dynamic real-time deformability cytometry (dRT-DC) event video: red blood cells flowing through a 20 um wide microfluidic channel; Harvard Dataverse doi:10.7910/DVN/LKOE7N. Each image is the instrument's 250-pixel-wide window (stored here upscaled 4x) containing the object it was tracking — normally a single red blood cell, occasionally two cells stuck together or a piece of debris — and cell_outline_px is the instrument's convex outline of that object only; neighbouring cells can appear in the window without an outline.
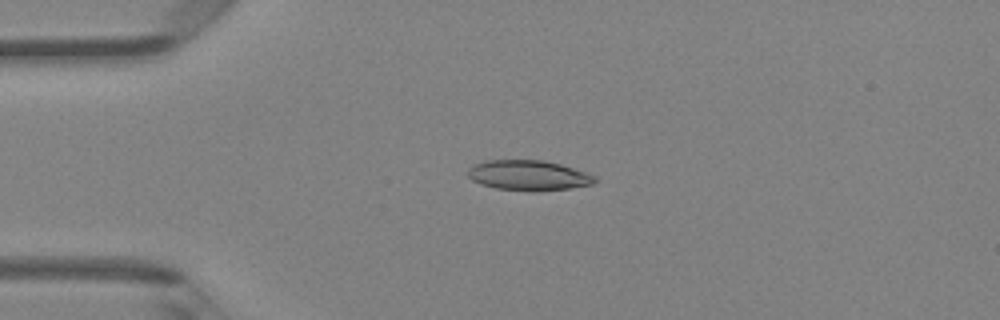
{"species": "Egyptian fruit bat (a non-hibernating species)", "species_latin": "Rousettus aegyptiacus", "temperature_condition": "room temperature", "stored_images_in_passage": 38, "camera_frame_rate_fps": 3000, "um_per_image_px": 0.085, "animal": {"sex": "female"}, "frame": {"image": 1, "passage_image": 2, "time_ms": 0.333, "image_size_px": [1000, 320], "cell_outline_px": [[596, 180], [592, 184], [568, 188], [540, 192], [532, 192], [496, 188], [480, 184], [472, 180], [468, 176], [468, 168], [472, 164], [488, 160], [544, 160], [560, 164], [588, 172], [596, 176]], "centroid_in_image_um": [44.92, 14.91], "position_along_channel_um": 40.1, "area_um2": 22.6}}
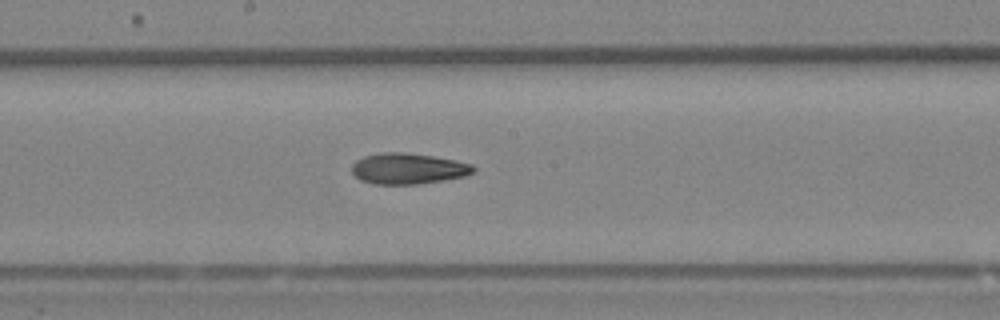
{"frame": {"image": 2, "passage_image": 16, "time_ms": 5.0, "image_size_px": [1000, 320], "cell_outline_px": [[476, 168], [472, 172], [464, 176], [444, 180], [416, 184], [372, 184], [360, 180], [352, 172], [352, 164], [356, 160], [364, 156], [380, 152], [404, 152], [432, 156], [456, 160], [472, 164]], "centroid_in_image_um": [34.66, 14.33], "position_along_channel_um": 213.5, "area_um2": 21.91}}
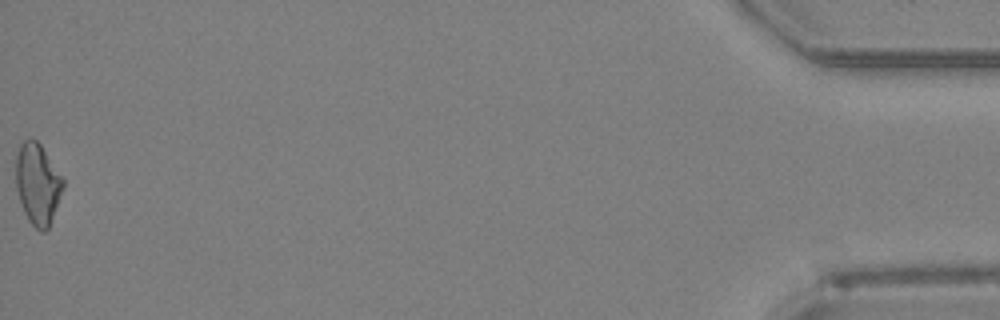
{"frame": {"image": 3, "passage_image": 38, "time_ms": 12.333, "image_size_px": [1000, 320], "cell_outline_px": [[64, 188], [48, 228], [44, 232], [40, 232], [28, 220], [24, 212], [16, 188], [16, 156], [20, 144], [24, 140], [36, 140], [40, 144], [64, 180]], "centroid_in_image_um": [3.2, 15.65], "position_along_channel_um": 432.0, "area_um2": 22.02}, "authors_computed_cell_mechanics": {"area_um2": 21.8484, "velocity_mm_per_s": 4.329, "shape_relaxation_time_tau1_ms": 6.6693, "shape_relaxation_time_tau2_ms": 7.4062, "deformation_change_tau1": 0.1612, "deformation_change_tau2": 0.1715}}